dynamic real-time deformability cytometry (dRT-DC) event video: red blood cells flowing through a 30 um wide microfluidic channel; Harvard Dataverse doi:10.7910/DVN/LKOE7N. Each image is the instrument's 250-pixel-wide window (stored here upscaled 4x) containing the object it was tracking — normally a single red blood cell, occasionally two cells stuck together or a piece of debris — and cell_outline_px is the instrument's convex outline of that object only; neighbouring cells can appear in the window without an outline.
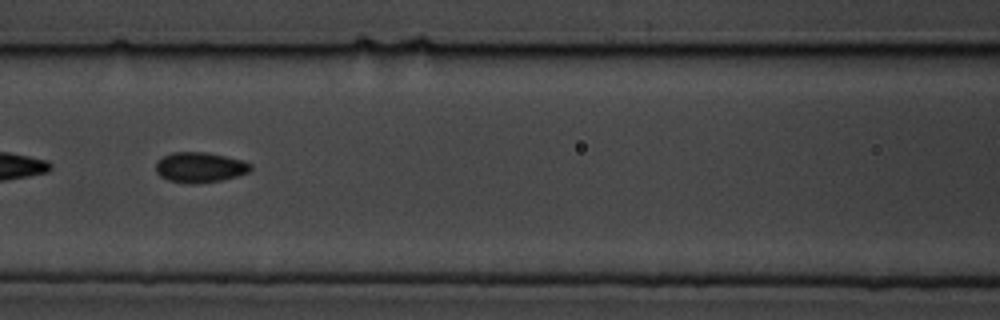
{"species": "common noctule bat (a hibernating species)", "species_latin": "Nyctalus noctula", "temperature_condition": "cold", "stored_images_in_passage": 60, "segment_of_instrument_passage": [2, 2], "camera_frame_rate_fps": 3000, "um_per_image_px": 0.085, "animal": {"sex": "male", "body_mass_g": 19.5, "forearm_length_mm": 54.6}, "frame": {"image": 1, "passage_image": 27, "time_ms": 8.667, "image_size_px": [1000, 320], "cell_outline_px": [[252, 168], [248, 172], [236, 176], [220, 180], [192, 184], [188, 184], [168, 180], [160, 176], [156, 172], [156, 164], [164, 156], [172, 152], [208, 152], [244, 160], [252, 164]], "centroid_in_image_um": [17.01, 14.22], "position_along_channel_um": 149.6, "area_um2": 16.7}}
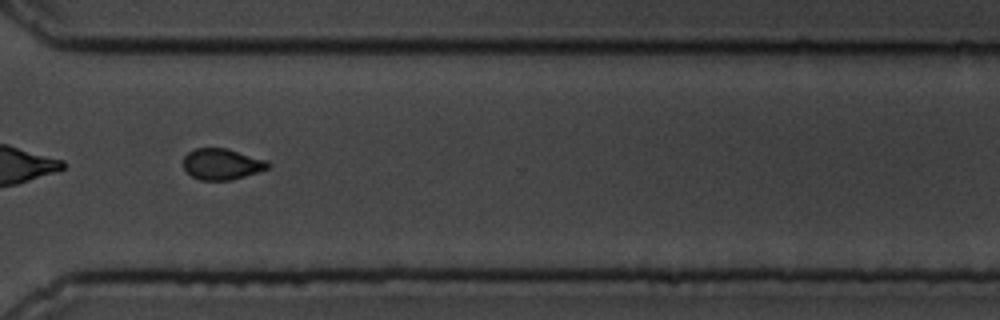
{"frame": {"image": 2, "passage_image": 45, "time_ms": 14.667, "image_size_px": [1000, 320], "cell_outline_px": [[272, 164], [268, 168], [232, 180], [200, 180], [192, 176], [184, 168], [184, 156], [188, 152], [196, 148], [228, 148], [268, 160]], "centroid_in_image_um": [18.88, 13.93], "position_along_channel_um": 351.7, "area_um2": 15.37}}